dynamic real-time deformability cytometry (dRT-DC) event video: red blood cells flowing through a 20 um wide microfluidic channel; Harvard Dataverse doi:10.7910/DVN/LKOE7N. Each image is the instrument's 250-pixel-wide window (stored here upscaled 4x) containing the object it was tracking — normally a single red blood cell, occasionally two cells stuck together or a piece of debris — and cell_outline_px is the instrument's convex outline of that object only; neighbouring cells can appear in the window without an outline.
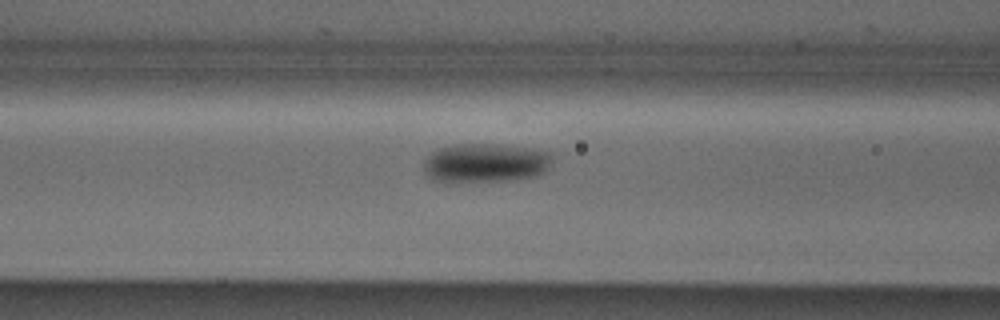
{"species": "Egyptian fruit bat (a non-hibernating species)", "species_latin": "Rousettus aegyptiacus", "temperature_condition": "cold", "stored_images_in_passage": 14, "camera_frame_rate_fps": 3000, "um_per_image_px": 0.085, "animal": {"sex": "male"}, "frame": {"image": 1, "passage_image": 12, "time_ms": 3.667, "image_size_px": [1000, 320], "cell_outline_px": [[552, 160], [548, 168], [544, 172], [536, 176], [508, 180], [448, 184], [444, 184], [432, 180], [424, 172], [424, 160], [432, 152], [440, 148], [452, 144], [500, 144], [552, 152]], "centroid_in_image_um": [41.2, 13.88], "position_along_channel_um": 125.4, "area_um2": 30.0}}